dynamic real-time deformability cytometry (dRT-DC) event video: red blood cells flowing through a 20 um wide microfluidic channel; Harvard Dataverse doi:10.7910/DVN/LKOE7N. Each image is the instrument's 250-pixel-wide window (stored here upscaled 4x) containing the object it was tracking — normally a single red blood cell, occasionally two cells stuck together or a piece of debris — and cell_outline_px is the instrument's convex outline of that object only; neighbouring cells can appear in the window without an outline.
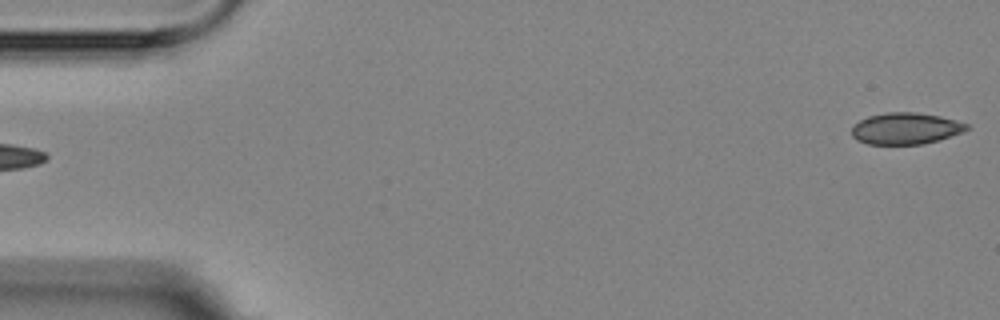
{"species": "Egyptian fruit bat (a non-hibernating species)", "species_latin": "Rousettus aegyptiacus", "temperature_condition": "room temperature", "stored_images_in_passage": 6, "segment_of_instrument_passage": [2, 2], "camera_frame_rate_fps": 3000, "um_per_image_px": 0.085, "animal": {"sex": "female"}, "frame": {"image": 1, "passage_image": 6, "time_ms": 5.667, "image_size_px": [1000, 320], "cell_outline_px": [[972, 128], [964, 132], [940, 140], [924, 144], [868, 144], [856, 140], [852, 136], [852, 128], [860, 120], [868, 116], [888, 112], [916, 112], [940, 116], [956, 120], [968, 124]], "centroid_in_image_um": [77.03, 10.92], "position_along_channel_um": 8.0, "area_um2": 21.33}}